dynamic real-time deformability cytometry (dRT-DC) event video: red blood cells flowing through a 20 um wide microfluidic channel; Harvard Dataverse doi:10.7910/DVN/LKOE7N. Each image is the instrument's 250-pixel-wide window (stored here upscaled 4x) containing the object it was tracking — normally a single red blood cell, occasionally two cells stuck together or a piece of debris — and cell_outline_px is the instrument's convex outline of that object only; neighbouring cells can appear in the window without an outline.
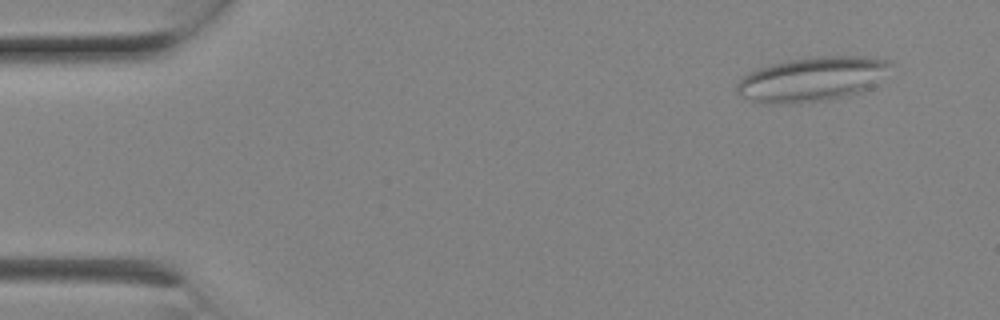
{"species": "Egyptian fruit bat (a non-hibernating species)", "species_latin": "Rousettus aegyptiacus", "temperature_condition": "room temperature", "stored_images_in_passage": 5, "camera_frame_rate_fps": 3000, "um_per_image_px": 0.085, "animal": {"sex": "female"}, "frame": {"image": 1, "passage_image": 1, "time_ms": 0.0, "image_size_px": [1000, 320], "cell_outline_px": [[892, 64], [876, 84], [872, 88], [864, 92], [828, 100], [768, 104], [764, 104], [740, 96], [736, 92], [736, 84], [744, 76], [756, 68], [768, 64], [788, 60], [816, 56], [864, 56], [892, 60]], "centroid_in_image_um": [69.04, 6.71], "position_along_channel_um": 16.0, "area_um2": 40.06}}